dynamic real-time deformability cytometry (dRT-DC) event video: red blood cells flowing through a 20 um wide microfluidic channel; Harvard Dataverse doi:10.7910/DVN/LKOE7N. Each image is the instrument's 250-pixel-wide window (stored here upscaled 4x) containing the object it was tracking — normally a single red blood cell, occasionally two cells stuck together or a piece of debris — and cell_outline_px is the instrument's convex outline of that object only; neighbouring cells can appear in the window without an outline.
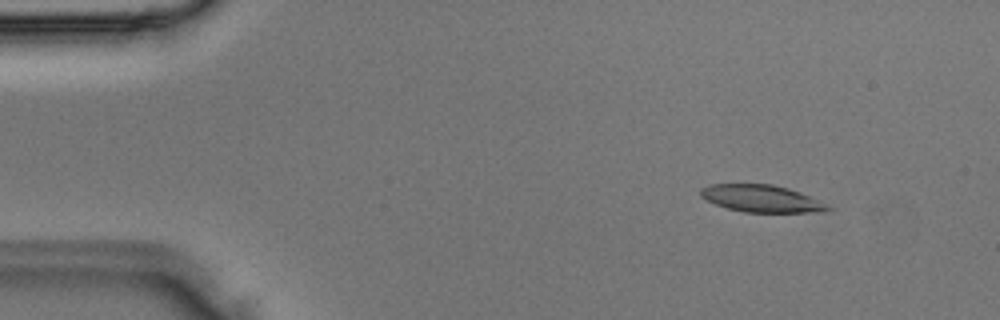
{"species": "Egyptian fruit bat (a non-hibernating species)", "species_latin": "Rousettus aegyptiacus", "temperature_condition": "room temperature", "stored_images_in_passage": 3, "camera_frame_rate_fps": 3000, "um_per_image_px": 0.085, "animal": {"sex": "male"}, "frame": {"image": 1, "passage_image": 1, "time_ms": 0.0, "image_size_px": [1000, 320], "cell_outline_px": [[832, 212], [744, 212], [728, 208], [716, 204], [700, 196], [700, 188], [708, 184], [772, 184], [788, 188], [800, 192], [832, 208]], "centroid_in_image_um": [64.71, 16.87], "position_along_channel_um": 20.3, "area_um2": 20.0}}